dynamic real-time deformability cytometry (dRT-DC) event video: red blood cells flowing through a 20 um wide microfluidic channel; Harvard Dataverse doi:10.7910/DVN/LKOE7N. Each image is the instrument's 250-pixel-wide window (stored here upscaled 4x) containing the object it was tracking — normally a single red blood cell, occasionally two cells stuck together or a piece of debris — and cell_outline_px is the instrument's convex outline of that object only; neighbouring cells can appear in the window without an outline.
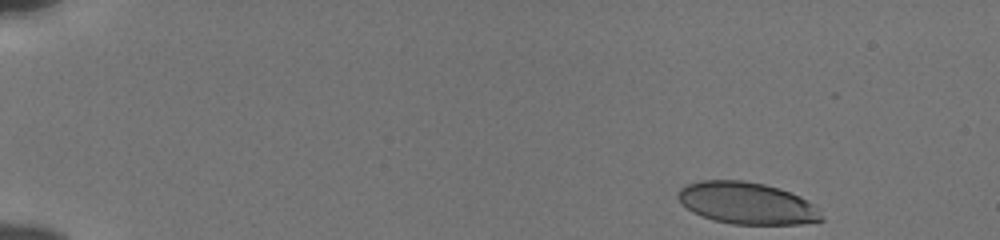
{"species": "human", "species_latin": "Homo sapiens", "temperature_condition": "cold", "stored_images_in_passage": 49, "camera_frame_rate_fps": 3000, "um_per_image_px": 0.085, "donor": {"sex": "male"}, "frame": {"image": 1, "passage_image": 1, "time_ms": 0.0, "image_size_px": [1000, 240], "cell_outline_px": [[824, 220], [800, 224], [732, 224], [712, 220], [692, 212], [676, 196], [680, 188], [688, 184], [700, 180], [744, 180], [764, 184], [780, 188], [800, 196], [808, 200], [824, 216]], "centroid_in_image_um": [63.5, 17.27], "position_along_channel_um": 21.5, "area_um2": 35.08}}
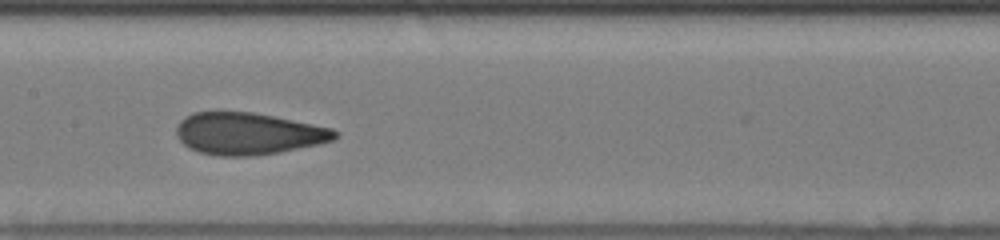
{"frame": {"image": 2, "passage_image": 24, "time_ms": 7.667, "image_size_px": [1000, 240], "cell_outline_px": [[340, 136], [332, 140], [320, 144], [276, 152], [252, 156], [220, 156], [200, 152], [188, 148], [176, 136], [176, 128], [180, 120], [184, 116], [192, 112], [252, 112], [332, 128], [340, 132]], "centroid_in_image_um": [21.08, 11.36], "position_along_channel_um": 186.3, "area_um2": 38.67}}
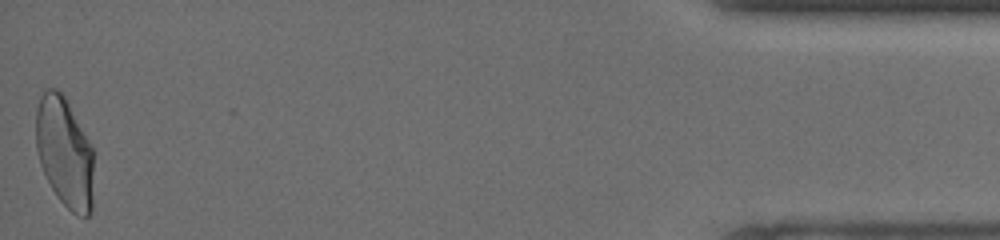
{"frame": {"image": 3, "passage_image": 49, "time_ms": 16.0, "image_size_px": [1000, 240], "cell_outline_px": [[92, 212], [88, 216], [76, 216], [56, 196], [40, 164], [36, 148], [36, 108], [40, 96], [48, 88], [56, 88], [64, 96], [88, 140], [92, 148]], "centroid_in_image_um": [5.47, 12.96], "position_along_channel_um": 429.7, "area_um2": 36.7}, "authors_computed_cell_mechanics": {"area_um2": 37.9746, "velocity_mm_per_s": 3.8469, "shape_relaxation_time_tau1_ms": 4.6072, "shape_relaxation_time_tau2_ms": 0.9679, "deformation_change_tau1": 0.1723, "deformation_change_tau2": 0.0861}}